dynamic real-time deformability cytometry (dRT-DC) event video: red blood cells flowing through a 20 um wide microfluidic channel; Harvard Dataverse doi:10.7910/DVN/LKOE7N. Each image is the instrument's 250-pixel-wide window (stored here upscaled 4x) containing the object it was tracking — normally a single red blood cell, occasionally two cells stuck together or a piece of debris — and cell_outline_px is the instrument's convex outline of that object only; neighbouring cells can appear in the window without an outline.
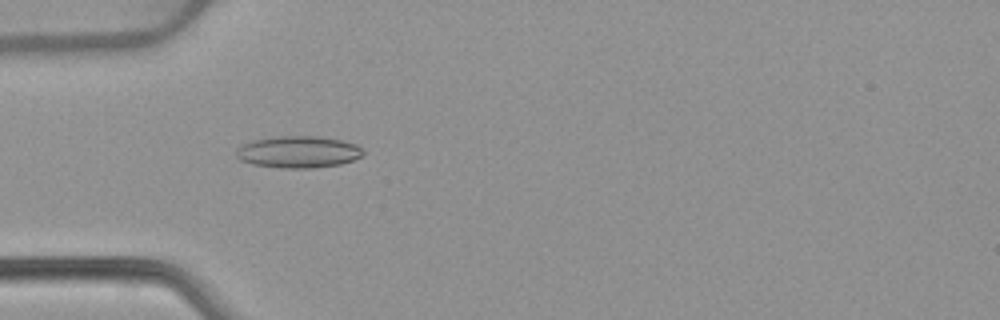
{"species": "common noctule bat (a hibernating species)", "species_latin": "Nyctalus noctula", "temperature_condition": "warm", "stored_images_in_passage": 49, "camera_frame_rate_fps": 3000, "um_per_image_px": 0.085, "animal": {"sex": "female", "body_mass_g": 22.7, "forearm_length_mm": 54.2}, "frame": {"image": 1, "passage_image": 13, "time_ms": 4.0, "image_size_px": [1000, 320], "cell_outline_px": [[364, 152], [360, 156], [352, 160], [340, 164], [312, 168], [280, 168], [252, 164], [240, 160], [236, 156], [236, 148], [240, 144], [252, 140], [272, 136], [320, 136], [340, 140], [356, 144]], "centroid_in_image_um": [25.29, 12.9], "position_along_channel_um": 59.7, "area_um2": 23.7}}
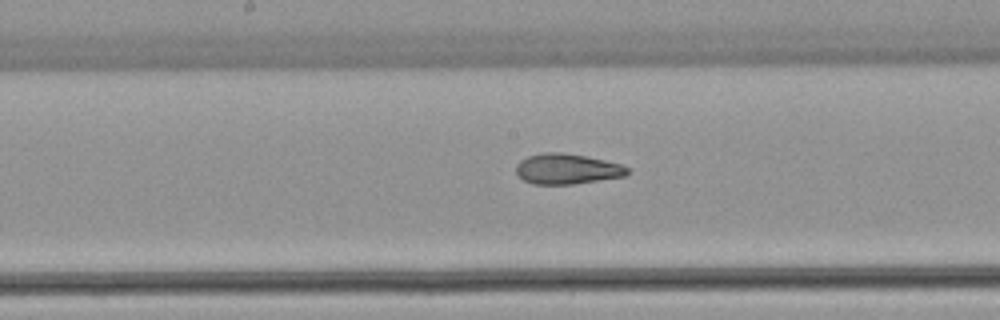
{"frame": {"image": 2, "passage_image": 24, "time_ms": 7.667, "image_size_px": [1000, 320], "cell_outline_px": [[628, 172], [624, 176], [572, 184], [532, 184], [524, 180], [516, 172], [516, 164], [520, 160], [528, 156], [544, 152], [560, 152], [584, 156], [604, 160], [620, 164], [628, 168]], "centroid_in_image_um": [48.15, 14.35], "position_along_channel_um": 200.0, "area_um2": 19.48}}
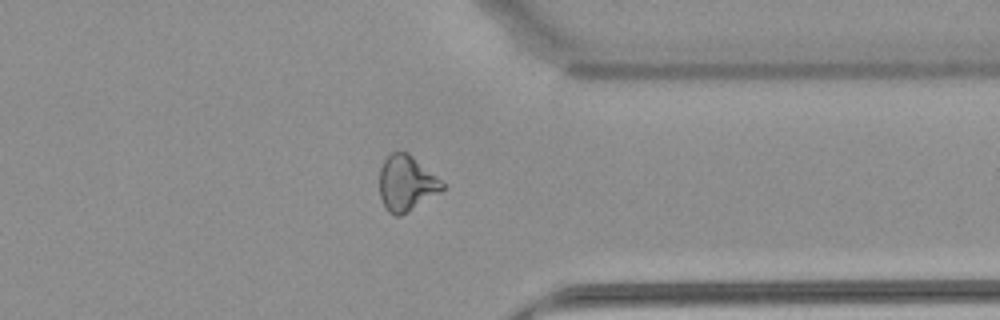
{"frame": {"image": 3, "passage_image": 38, "time_ms": 12.333, "image_size_px": [1000, 320], "cell_outline_px": [[444, 188], [440, 192], [400, 216], [396, 216], [388, 212], [384, 208], [380, 196], [380, 168], [384, 160], [392, 152], [408, 152], [440, 180], [444, 184]], "centroid_in_image_um": [34.51, 15.59], "position_along_channel_um": 376.9, "area_um2": 20.0}, "authors_computed_cell_mechanics": {"area_um2": 20.4612, "velocity_mm_per_s": 3.9048, "shape_relaxation_time_tau1_ms": 9.5802, "shape_relaxation_time_tau2_ms": 2.172, "deformation_change_tau1": 0.2224, "deformation_change_tau2": 0.0817}}